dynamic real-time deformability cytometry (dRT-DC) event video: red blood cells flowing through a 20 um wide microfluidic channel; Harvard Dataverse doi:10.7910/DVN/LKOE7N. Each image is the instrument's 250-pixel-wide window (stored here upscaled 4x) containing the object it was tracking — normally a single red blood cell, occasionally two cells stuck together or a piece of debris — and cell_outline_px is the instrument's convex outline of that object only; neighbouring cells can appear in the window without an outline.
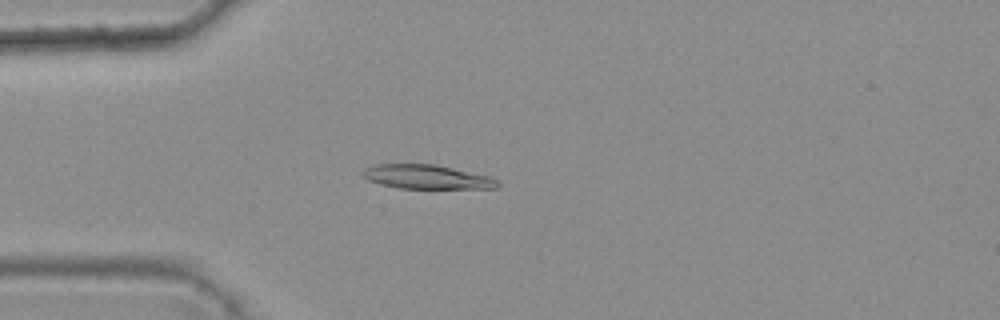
{"species": "common noctule bat (a hibernating species)", "species_latin": "Nyctalus noctula", "temperature_condition": "warm", "stored_images_in_passage": 2, "camera_frame_rate_fps": 3000, "um_per_image_px": 0.085, "animal": {"sex": "female", "body_mass_g": 25.1}, "frame": {"image": 1, "passage_image": 2, "time_ms": 0.333, "image_size_px": [1000, 320], "cell_outline_px": [[500, 184], [496, 188], [400, 188], [380, 184], [368, 180], [364, 176], [364, 168], [376, 164], [436, 164], [488, 176], [496, 180]], "centroid_in_image_um": [36.26, 15.03], "position_along_channel_um": 48.7, "area_um2": 18.67}}